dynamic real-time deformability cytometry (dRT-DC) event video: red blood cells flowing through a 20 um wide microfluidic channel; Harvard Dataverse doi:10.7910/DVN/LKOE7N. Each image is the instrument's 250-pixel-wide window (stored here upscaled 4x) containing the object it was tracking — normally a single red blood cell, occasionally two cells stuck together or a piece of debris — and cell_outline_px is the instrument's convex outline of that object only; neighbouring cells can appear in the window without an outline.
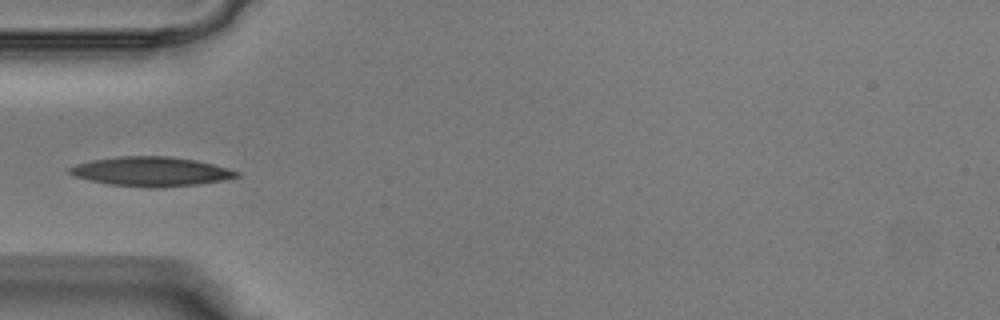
{"species": "Egyptian fruit bat (a non-hibernating species)", "species_latin": "Rousettus aegyptiacus", "temperature_condition": "warm", "stored_images_in_passage": 23, "camera_frame_rate_fps": 3000, "um_per_image_px": 0.085, "animal": {"sex": "male"}, "frame": {"image": 1, "passage_image": 1, "time_ms": 0.0, "image_size_px": [1000, 320], "cell_outline_px": [[240, 176], [220, 180], [196, 184], [160, 188], [156, 188], [108, 184], [76, 176], [68, 172], [68, 168], [76, 164], [92, 160], [120, 156], [168, 156], [196, 160], [228, 168], [240, 172]], "centroid_in_image_um": [12.84, 14.57], "position_along_channel_um": 72.2, "area_um2": 28.26}}
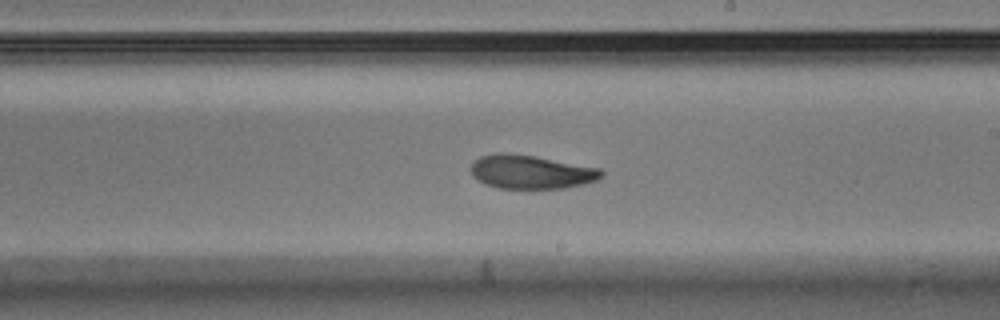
{"frame": {"image": 2, "passage_image": 11, "time_ms": 3.333, "image_size_px": [1000, 320], "cell_outline_px": [[604, 176], [596, 180], [584, 184], [564, 188], [500, 188], [484, 184], [472, 176], [472, 160], [480, 156], [496, 152], [508, 152], [532, 156], [600, 168], [604, 172]], "centroid_in_image_um": [45.11, 14.61], "position_along_channel_um": 243.9, "area_um2": 25.66}}
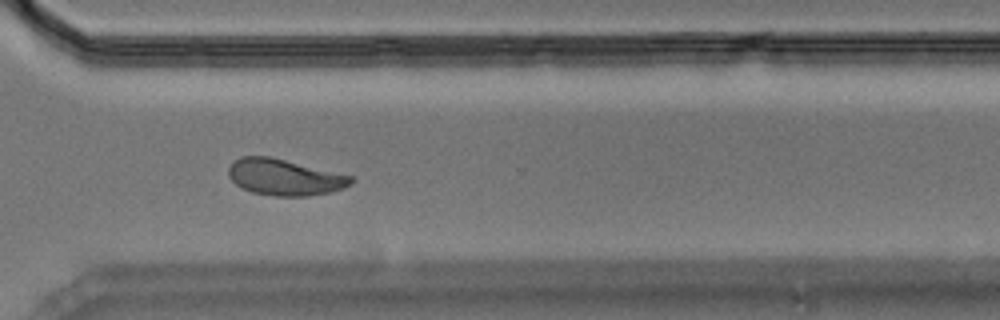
{"frame": {"image": 3, "passage_image": 17, "time_ms": 5.333, "image_size_px": [1000, 320], "cell_outline_px": [[356, 180], [352, 184], [344, 188], [332, 192], [308, 196], [276, 196], [252, 192], [236, 184], [228, 176], [228, 168], [240, 156], [268, 156], [352, 176]], "centroid_in_image_um": [24.22, 15.07], "position_along_channel_um": 346.4, "area_um2": 25.72}}